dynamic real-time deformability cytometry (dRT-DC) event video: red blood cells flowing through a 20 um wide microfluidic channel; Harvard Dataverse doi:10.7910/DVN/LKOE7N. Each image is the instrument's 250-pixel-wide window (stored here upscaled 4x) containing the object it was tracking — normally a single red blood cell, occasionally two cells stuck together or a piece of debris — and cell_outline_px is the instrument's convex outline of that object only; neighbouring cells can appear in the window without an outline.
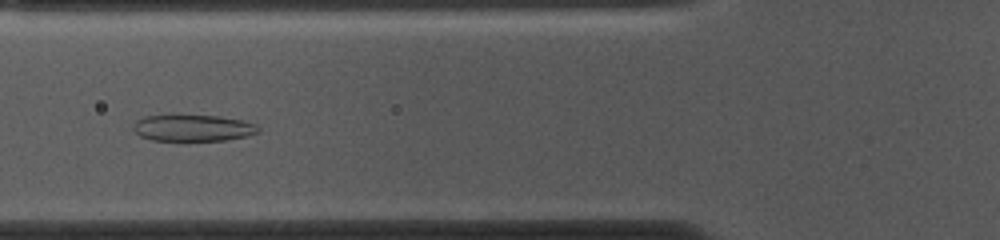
{"species": "common noctule bat (a hibernating species)", "species_latin": "Nyctalus noctula", "temperature_condition": "cold", "stored_images_in_passage": 53, "camera_frame_rate_fps": 3000, "um_per_image_px": 0.085, "animal": {"sex": "female", "body_mass_g": 10.0, "forearm_length_mm": 53.1}, "frame": {"image": 1, "passage_image": 19, "time_ms": 6.0, "image_size_px": [1000, 240], "cell_outline_px": [[260, 132], [248, 136], [224, 140], [152, 140], [140, 136], [132, 128], [132, 124], [136, 120], [144, 116], [172, 112], [216, 116], [240, 120], [256, 124], [260, 128]], "centroid_in_image_um": [16.33, 10.83], "position_along_channel_um": 109.5, "area_um2": 20.11}}
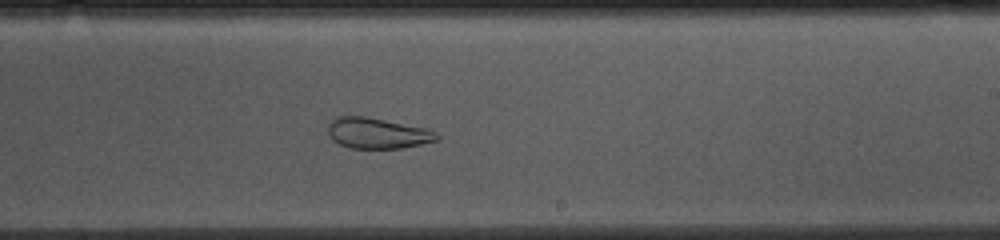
{"frame": {"image": 2, "passage_image": 31, "time_ms": 10.0, "image_size_px": [1000, 240], "cell_outline_px": [[440, 140], [404, 148], [352, 148], [340, 144], [332, 140], [328, 132], [328, 124], [336, 116], [364, 116], [428, 128], [436, 132], [440, 136]], "centroid_in_image_um": [32.12, 11.32], "position_along_channel_um": 256.9, "area_um2": 19.65}}
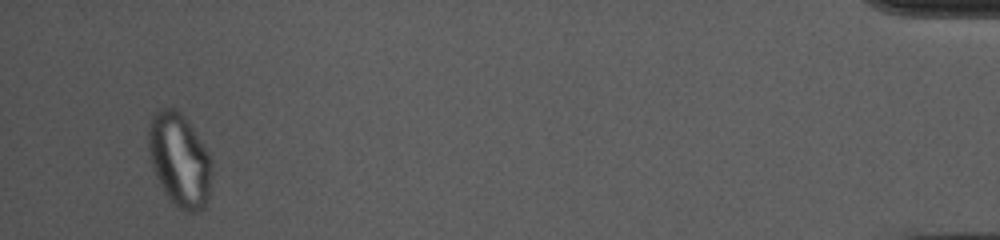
{"frame": {"image": 3, "passage_image": 51, "time_ms": 16.667, "image_size_px": [1000, 240], "cell_outline_px": [[212, 172], [208, 200], [204, 208], [196, 212], [184, 212], [164, 192], [160, 184], [152, 164], [148, 144], [148, 132], [152, 116], [160, 108], [172, 108], [180, 112], [188, 120], [208, 152], [212, 160]], "centroid_in_image_um": [15.29, 13.59], "position_along_channel_um": 419.9, "area_um2": 34.28}, "authors_computed_cell_mechanics": {"area_um2": 25.721, "velocity_mm_per_s": 3.6907, "shape_relaxation_time_tau1_ms": null, "shape_relaxation_time_tau2_ms": 1.7389, "deformation_change_tau1": null, "deformation_change_tau2": 0.078}}